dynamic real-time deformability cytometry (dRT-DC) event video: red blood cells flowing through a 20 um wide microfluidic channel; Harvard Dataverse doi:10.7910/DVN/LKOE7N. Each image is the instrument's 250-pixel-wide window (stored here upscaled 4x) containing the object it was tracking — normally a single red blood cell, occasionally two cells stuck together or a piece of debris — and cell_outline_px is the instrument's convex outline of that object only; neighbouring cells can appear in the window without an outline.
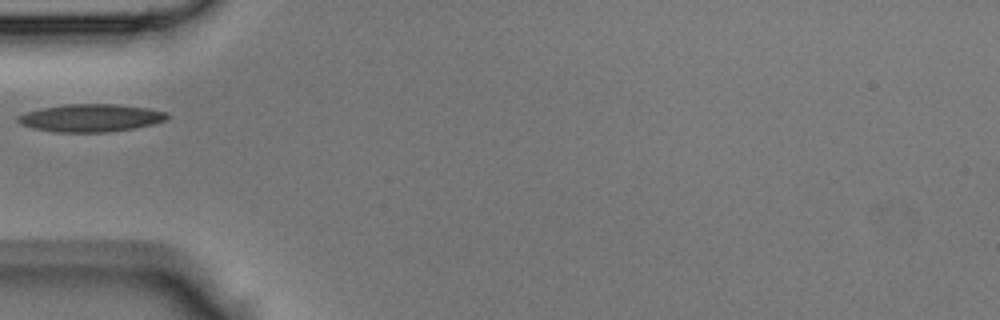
{"species": "Egyptian fruit bat (a non-hibernating species)", "species_latin": "Rousettus aegyptiacus", "temperature_condition": "room temperature", "stored_images_in_passage": 30, "camera_frame_rate_fps": 3000, "um_per_image_px": 0.085, "animal": {"sex": "male"}, "frame": {"image": 1, "passage_image": 1, "time_ms": 0.0, "image_size_px": [1000, 320], "cell_outline_px": [[168, 120], [156, 124], [108, 132], [56, 132], [32, 128], [20, 124], [16, 120], [16, 116], [24, 112], [40, 108], [64, 104], [116, 104], [148, 108], [168, 112]], "centroid_in_image_um": [7.7, 10.02], "position_along_channel_um": 77.3, "area_um2": 24.39}}
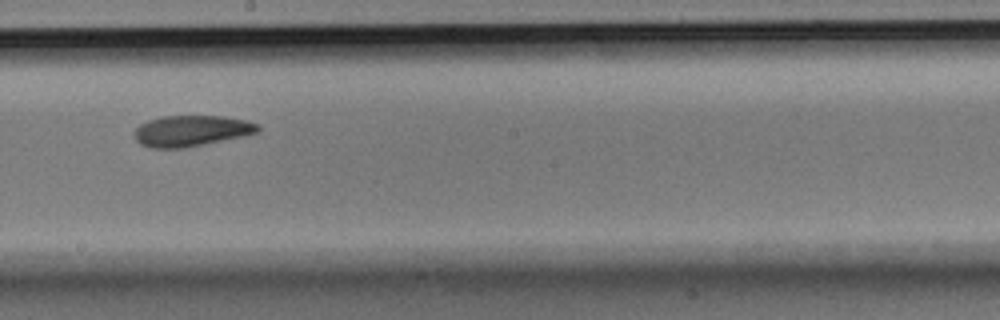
{"frame": {"image": 2, "passage_image": 11, "time_ms": 3.333, "image_size_px": [1000, 320], "cell_outline_px": [[260, 128], [256, 132], [248, 136], [184, 148], [148, 148], [140, 144], [136, 140], [132, 132], [140, 124], [148, 120], [164, 116], [224, 116], [248, 120], [260, 124]], "centroid_in_image_um": [16.28, 11.13], "position_along_channel_um": 231.9, "area_um2": 22.72}}
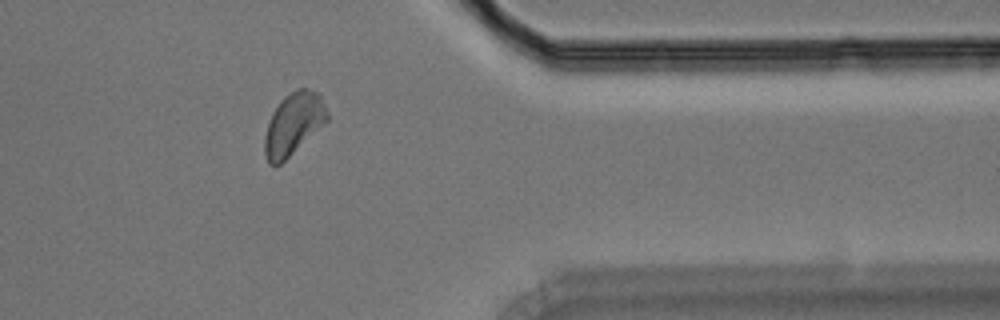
{"frame": {"image": 3, "passage_image": 22, "time_ms": 7.0, "image_size_px": [1000, 320], "cell_outline_px": [[328, 120], [324, 124], [280, 164], [268, 164], [264, 152], [264, 136], [272, 112], [280, 100], [284, 96], [296, 88], [308, 88], [316, 92], [320, 96], [328, 112]], "centroid_in_image_um": [24.93, 10.5], "position_along_channel_um": 386.5, "area_um2": 22.43}}